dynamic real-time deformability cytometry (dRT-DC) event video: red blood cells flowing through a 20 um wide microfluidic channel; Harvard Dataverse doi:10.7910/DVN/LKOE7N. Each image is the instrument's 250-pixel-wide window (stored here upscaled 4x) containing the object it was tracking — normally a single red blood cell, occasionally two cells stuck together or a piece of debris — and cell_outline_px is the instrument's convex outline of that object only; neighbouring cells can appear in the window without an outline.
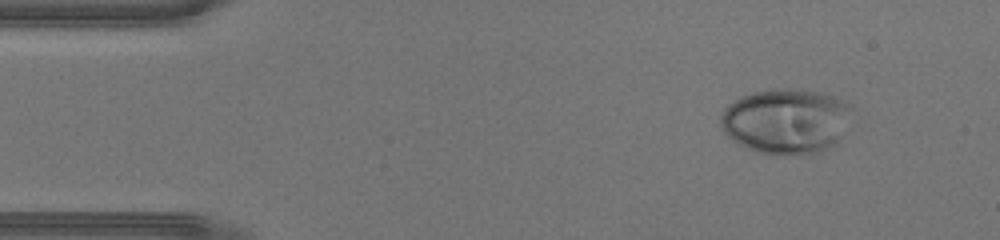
{"species": "human", "species_latin": "Homo sapiens", "temperature_condition": "warm", "stored_images_in_passage": 40, "camera_frame_rate_fps": 3000, "um_per_image_px": 0.085, "donor": {"sex": "male"}, "frame": {"image": 1, "passage_image": 1, "time_ms": 0.0, "image_size_px": [1000, 240], "cell_outline_px": [[856, 108], [836, 144], [816, 152], [800, 156], [772, 156], [756, 152], [732, 140], [720, 128], [720, 116], [724, 108], [728, 104], [740, 96], [752, 92], [788, 88], [800, 88], [832, 96], [852, 104]], "centroid_in_image_um": [66.82, 10.31], "position_along_channel_um": 18.2, "area_um2": 50.75}}
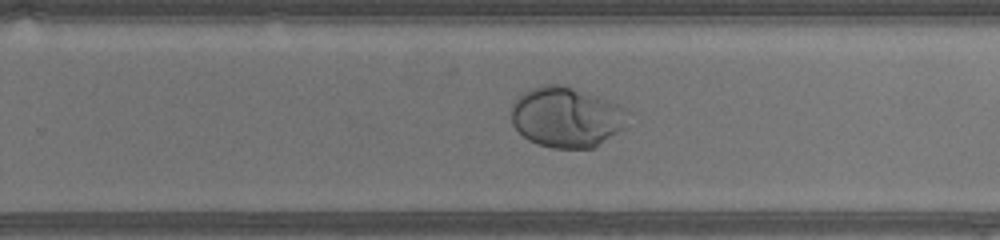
{"frame": {"image": 2, "passage_image": 24, "time_ms": 7.667, "image_size_px": [1000, 240], "cell_outline_px": [[632, 112], [624, 128], [592, 148], [552, 148], [536, 144], [528, 140], [512, 124], [508, 112], [516, 96], [540, 84], [556, 84], [572, 88], [620, 104]], "centroid_in_image_um": [48.12, 9.95], "position_along_channel_um": 281.7, "area_um2": 41.44}}
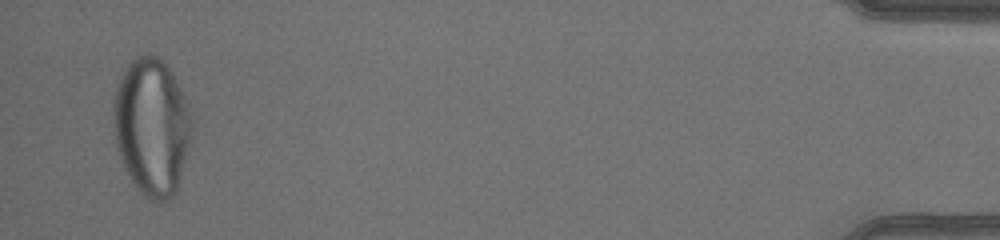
{"frame": {"image": 3, "passage_image": 39, "time_ms": 12.667, "image_size_px": [1000, 240], "cell_outline_px": [[192, 140], [176, 192], [172, 196], [160, 204], [144, 196], [136, 188], [128, 176], [120, 156], [116, 144], [112, 124], [112, 100], [120, 76], [124, 68], [136, 56], [144, 52], [152, 52], [172, 72], [188, 104], [192, 124]], "centroid_in_image_um": [12.88, 10.76], "position_along_channel_um": 422.3, "area_um2": 63.58}}